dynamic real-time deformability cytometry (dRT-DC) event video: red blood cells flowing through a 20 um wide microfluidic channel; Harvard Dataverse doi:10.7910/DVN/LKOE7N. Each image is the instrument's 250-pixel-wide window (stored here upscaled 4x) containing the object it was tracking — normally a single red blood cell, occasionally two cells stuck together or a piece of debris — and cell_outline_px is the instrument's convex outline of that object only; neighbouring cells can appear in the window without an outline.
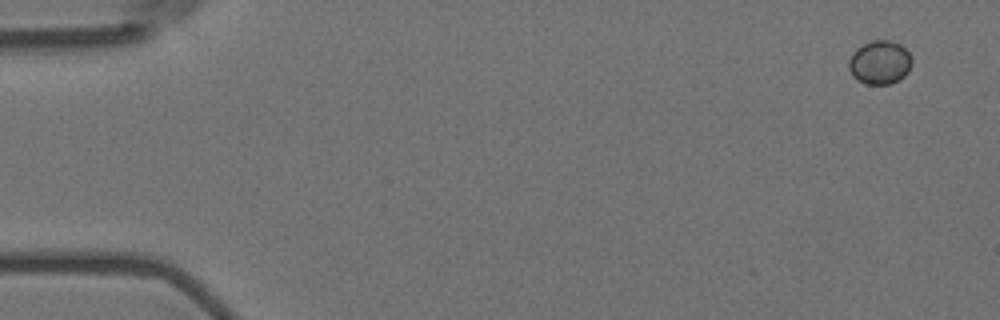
{"species": "Egyptian fruit bat (a non-hibernating species)", "species_latin": "Rousettus aegyptiacus", "temperature_condition": "room temperature", "stored_images_in_passage": 3, "camera_frame_rate_fps": 3000, "um_per_image_px": 0.085, "animal": {"sex": "female"}, "frame": {"image": 1, "passage_image": 1, "time_ms": 0.0, "image_size_px": [1000, 320], "cell_outline_px": [[912, 64], [908, 72], [904, 76], [888, 84], [868, 84], [856, 80], [852, 76], [848, 68], [848, 60], [852, 52], [856, 48], [872, 40], [888, 40], [900, 44], [912, 56]], "centroid_in_image_um": [74.76, 5.3], "position_along_channel_um": 10.2, "area_um2": 16.18}}